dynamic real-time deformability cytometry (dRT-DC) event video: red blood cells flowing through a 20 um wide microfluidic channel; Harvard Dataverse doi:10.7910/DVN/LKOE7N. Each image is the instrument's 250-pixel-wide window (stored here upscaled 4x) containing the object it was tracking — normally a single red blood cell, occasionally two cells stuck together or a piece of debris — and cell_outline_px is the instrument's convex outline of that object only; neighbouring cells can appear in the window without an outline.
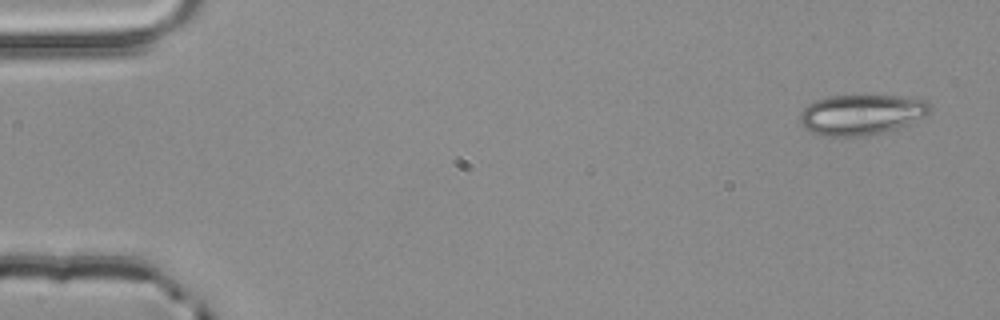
{"species": "common noctule bat (a hibernating species)", "species_latin": "Nyctalus noctula", "temperature_condition": "room temperature", "stored_images_in_passage": 4, "camera_frame_rate_fps": 3000, "um_per_image_px": 0.085, "animal": {"sex": "male", "body_mass_g": 20.4}, "frame": {"image": 1, "passage_image": 1, "time_ms": 0.0, "image_size_px": [1000, 320], "cell_outline_px": [[932, 112], [924, 116], [896, 128], [864, 136], [824, 136], [808, 132], [800, 124], [800, 112], [808, 104], [816, 100], [828, 96], [896, 96], [928, 100], [932, 104]], "centroid_in_image_um": [73.19, 9.74], "position_along_channel_um": 11.8, "area_um2": 30.58}}